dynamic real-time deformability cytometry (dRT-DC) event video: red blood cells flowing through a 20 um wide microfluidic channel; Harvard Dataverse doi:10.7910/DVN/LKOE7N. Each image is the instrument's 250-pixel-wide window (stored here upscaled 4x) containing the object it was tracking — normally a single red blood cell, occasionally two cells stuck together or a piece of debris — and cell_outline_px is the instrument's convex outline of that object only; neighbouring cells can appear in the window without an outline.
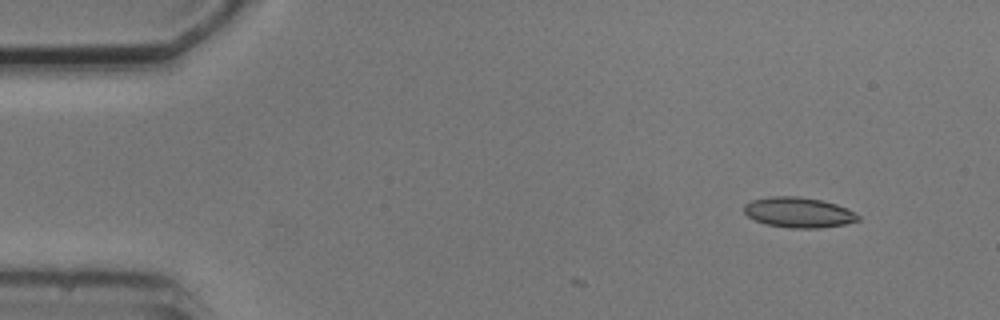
{"species": "common noctule bat (a hibernating species)", "species_latin": "Nyctalus noctula", "temperature_condition": "cold", "stored_images_in_passage": 5, "camera_frame_rate_fps": 3000, "um_per_image_px": 0.085, "animal": {"sex": "male", "body_mass_g": 20.5, "forearm_length_mm": 52.5}, "frame": {"image": 1, "passage_image": 2, "time_ms": 1.333, "image_size_px": [1000, 320], "cell_outline_px": [[860, 220], [844, 224], [820, 228], [788, 228], [764, 224], [748, 216], [744, 212], [744, 204], [752, 200], [768, 196], [800, 196], [820, 200], [836, 204], [848, 208], [860, 216]], "centroid_in_image_um": [67.87, 18.05], "position_along_channel_um": 17.1, "area_um2": 20.29}}
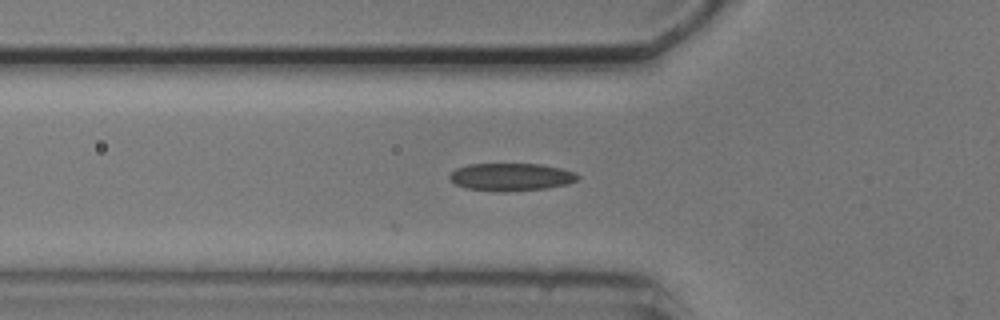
{"frame": {"image": 2, "passage_image": 5, "time_ms": 5.667, "image_size_px": [1000, 320], "cell_outline_px": [[580, 176], [576, 180], [568, 184], [544, 188], [504, 192], [464, 188], [456, 184], [448, 176], [456, 168], [468, 164], [540, 164], [560, 168], [576, 172]], "centroid_in_image_um": [43.44, 15.04], "position_along_channel_um": 82.4, "area_um2": 20.58}}